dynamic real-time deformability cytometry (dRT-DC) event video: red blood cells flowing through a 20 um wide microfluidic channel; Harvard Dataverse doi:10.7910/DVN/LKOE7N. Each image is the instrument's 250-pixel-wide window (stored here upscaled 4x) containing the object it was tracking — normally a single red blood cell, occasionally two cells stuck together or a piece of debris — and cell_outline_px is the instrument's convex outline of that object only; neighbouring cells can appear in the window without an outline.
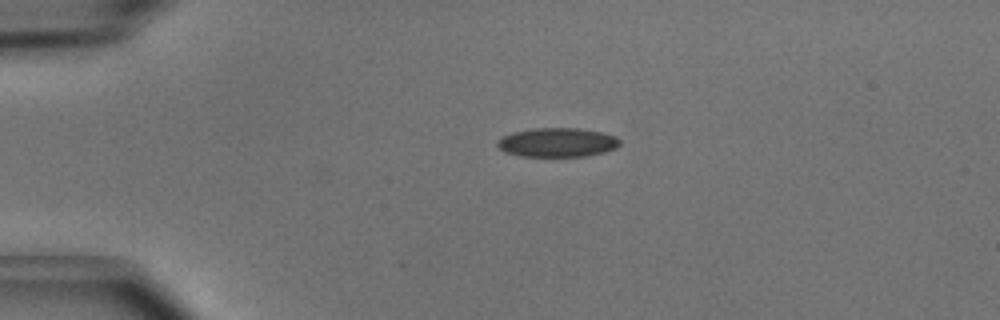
{"species": "common noctule bat (a hibernating species)", "species_latin": "Nyctalus noctula", "temperature_condition": "cold", "stored_images_in_passage": 3, "camera_frame_rate_fps": 3000, "um_per_image_px": 0.085, "animal": {"sex": "male", "body_mass_g": 15.6}, "frame": {"image": 1, "passage_image": 3, "time_ms": 0.667, "image_size_px": [1000, 320], "cell_outline_px": [[620, 144], [616, 148], [604, 152], [588, 156], [520, 156], [504, 152], [496, 144], [504, 136], [512, 132], [532, 128], [576, 128], [600, 132], [616, 136], [620, 140]], "centroid_in_image_um": [47.39, 12.11], "position_along_channel_um": 37.6, "area_um2": 20.69}}